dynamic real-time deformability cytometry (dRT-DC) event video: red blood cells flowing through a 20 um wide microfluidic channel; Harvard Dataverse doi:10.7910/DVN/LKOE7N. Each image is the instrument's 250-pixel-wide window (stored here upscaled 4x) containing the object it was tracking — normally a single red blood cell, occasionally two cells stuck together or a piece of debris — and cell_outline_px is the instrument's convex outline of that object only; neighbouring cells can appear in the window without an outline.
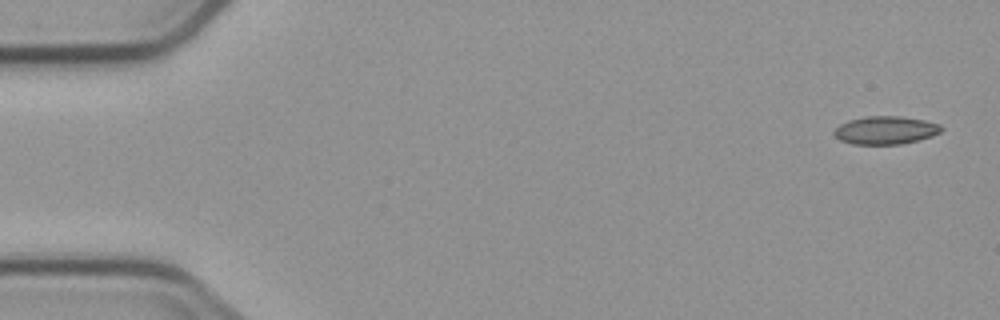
{"species": "common noctule bat (a hibernating species)", "species_latin": "Nyctalus noctula", "temperature_condition": "cold", "stored_images_in_passage": 5, "camera_frame_rate_fps": 3000, "um_per_image_px": 0.085, "animal": {"sex": "male", "body_mass_g": 23.1, "forearm_length_mm": 52.7}, "frame": {"image": 1, "passage_image": 1, "time_ms": 0.0, "image_size_px": [1000, 320], "cell_outline_px": [[944, 128], [940, 132], [932, 136], [900, 144], [852, 144], [840, 140], [832, 132], [840, 124], [848, 120], [864, 116], [900, 116], [924, 120], [940, 124]], "centroid_in_image_um": [75.26, 11.06], "position_along_channel_um": 9.7, "area_um2": 17.51}}
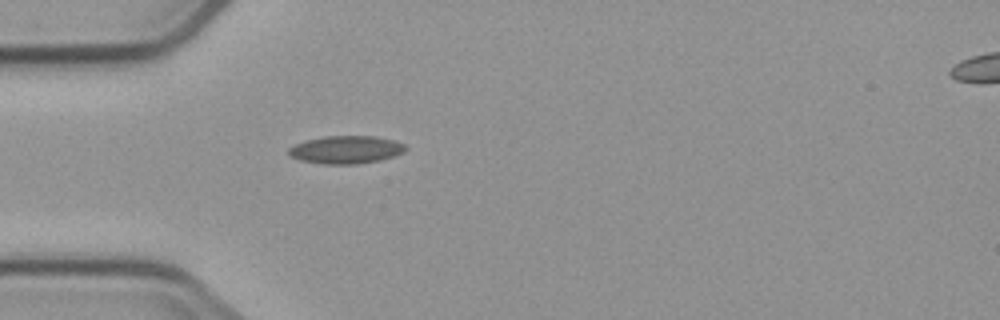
{"frame": {"image": 2, "passage_image": 5, "time_ms": 4.667, "image_size_px": [1000, 320], "cell_outline_px": [[408, 148], [404, 152], [380, 160], [356, 164], [324, 164], [300, 160], [288, 156], [288, 148], [304, 140], [324, 136], [376, 136], [392, 140], [404, 144]], "centroid_in_image_um": [29.38, 12.72], "position_along_channel_um": 55.6, "area_um2": 19.02}}